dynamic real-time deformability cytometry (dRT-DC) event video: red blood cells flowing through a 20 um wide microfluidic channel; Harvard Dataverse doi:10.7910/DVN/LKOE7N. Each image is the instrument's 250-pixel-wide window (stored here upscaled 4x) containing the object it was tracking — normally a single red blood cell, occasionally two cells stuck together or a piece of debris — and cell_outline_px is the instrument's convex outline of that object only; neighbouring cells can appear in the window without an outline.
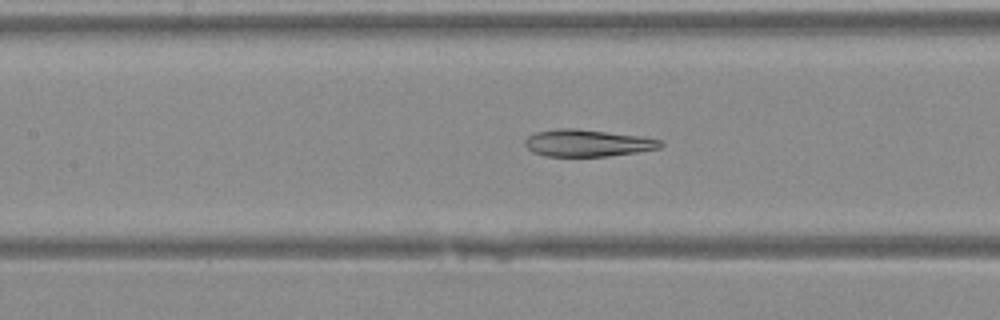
{"species": "Egyptian fruit bat (a non-hibernating species)", "species_latin": "Rousettus aegyptiacus", "temperature_condition": "warm", "stored_images_in_passage": 43, "camera_frame_rate_fps": 3000, "um_per_image_px": 0.085, "animal": {"sex": "female"}, "frame": {"image": 1, "passage_image": 20, "time_ms": 6.333, "image_size_px": [1000, 320], "cell_outline_px": [[664, 144], [660, 148], [636, 152], [608, 156], [544, 156], [532, 152], [524, 144], [524, 140], [528, 136], [536, 132], [560, 128], [576, 128], [640, 136], [660, 140]], "centroid_in_image_um": [49.91, 12.16], "position_along_channel_um": 157.5, "area_um2": 21.27}}
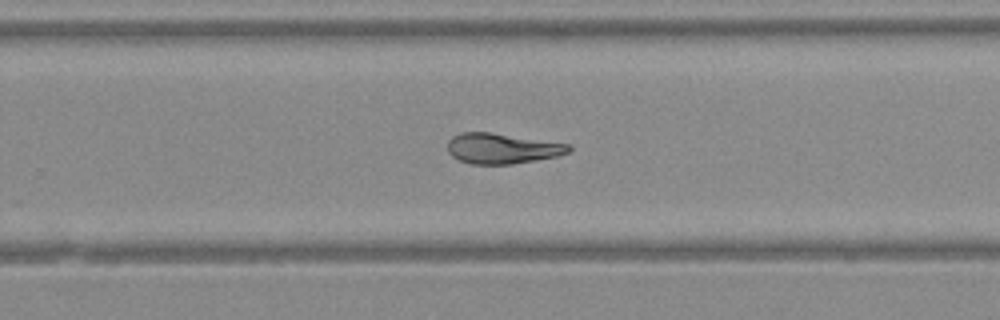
{"frame": {"image": 2, "passage_image": 28, "time_ms": 9.0, "image_size_px": [1000, 320], "cell_outline_px": [[572, 148], [568, 152], [556, 156], [512, 164], [472, 164], [460, 160], [452, 156], [448, 152], [448, 140], [452, 136], [460, 132], [488, 132], [572, 144]], "centroid_in_image_um": [42.67, 12.61], "position_along_channel_um": 287.1, "area_um2": 21.39}}
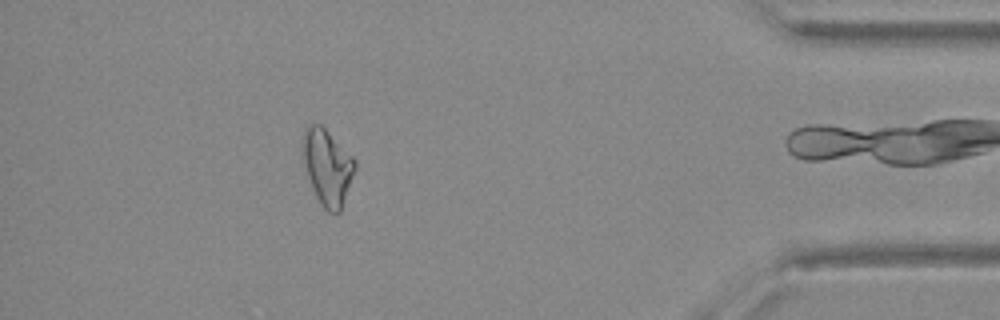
{"frame": {"image": 3, "passage_image": 38, "time_ms": 12.333, "image_size_px": [1000, 320], "cell_outline_px": [[356, 168], [340, 212], [328, 212], [320, 204], [312, 188], [300, 152], [304, 128], [308, 124], [320, 124], [356, 160]], "centroid_in_image_um": [27.8, 14.18], "position_along_channel_um": 407.4, "area_um2": 23.06}}